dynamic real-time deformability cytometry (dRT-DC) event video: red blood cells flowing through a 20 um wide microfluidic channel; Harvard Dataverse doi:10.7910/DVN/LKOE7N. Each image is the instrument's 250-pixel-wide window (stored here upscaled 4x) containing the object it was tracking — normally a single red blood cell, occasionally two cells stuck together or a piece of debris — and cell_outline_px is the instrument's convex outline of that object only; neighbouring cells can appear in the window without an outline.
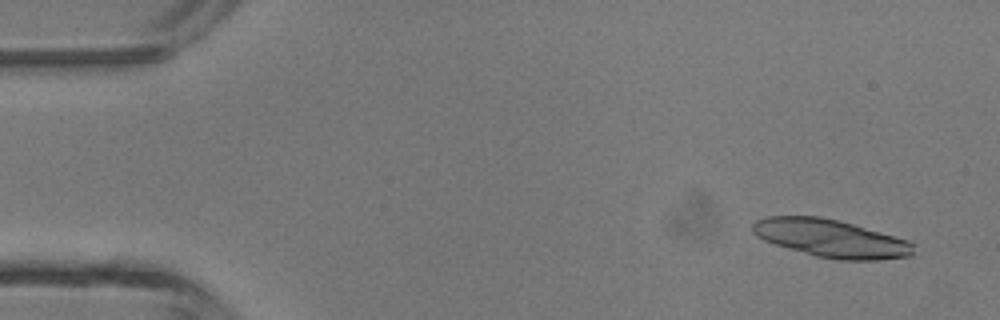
{"species": "common noctule bat (a hibernating species)", "species_latin": "Nyctalus noctula", "temperature_condition": "room temperature", "stored_images_in_passage": 4, "camera_frame_rate_fps": 3000, "um_per_image_px": 0.085, "animal": {"sex": "male", "body_mass_g": 13.3}, "frame": {"image": 1, "passage_image": 1, "time_ms": 0.0, "image_size_px": [1000, 320], "cell_outline_px": [[916, 244], [912, 252], [908, 256], [880, 260], [836, 260], [816, 256], [776, 244], [764, 240], [756, 236], [752, 232], [752, 224], [756, 220], [768, 216], [820, 216], [852, 224], [908, 240]], "centroid_in_image_um": [70.62, 20.26], "position_along_channel_um": 14.4, "area_um2": 35.2}}